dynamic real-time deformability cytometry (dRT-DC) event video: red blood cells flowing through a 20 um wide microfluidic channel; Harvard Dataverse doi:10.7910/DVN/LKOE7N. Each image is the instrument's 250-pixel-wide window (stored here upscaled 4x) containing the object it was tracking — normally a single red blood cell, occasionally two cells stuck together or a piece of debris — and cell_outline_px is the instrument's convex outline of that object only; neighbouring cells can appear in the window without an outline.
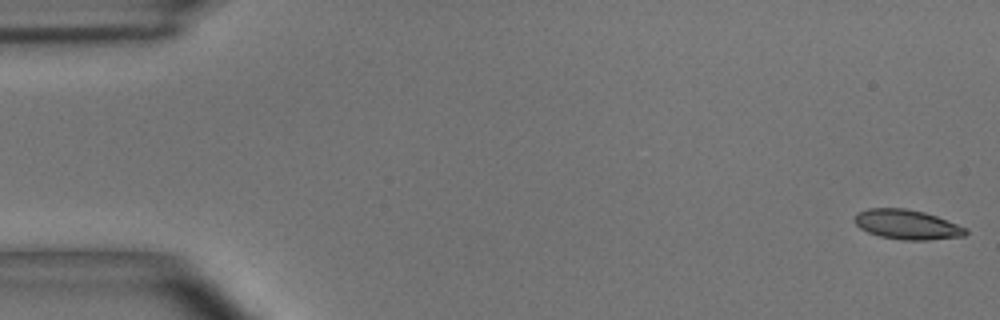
{"species": "common noctule bat (a hibernating species)", "species_latin": "Nyctalus noctula", "temperature_condition": "room temperature", "stored_images_in_passage": 54, "camera_frame_rate_fps": 3000, "um_per_image_px": 0.085, "animal": {"sex": "male", "body_mass_g": 15.6}, "frame": {"image": 1, "passage_image": 1, "time_ms": 0.0, "image_size_px": [1000, 320], "cell_outline_px": [[968, 232], [964, 236], [928, 240], [904, 240], [880, 236], [868, 232], [860, 228], [852, 220], [856, 212], [868, 208], [904, 208], [924, 212], [936, 216], [968, 228]], "centroid_in_image_um": [77.08, 19.08], "position_along_channel_um": 7.9, "area_um2": 19.31}}
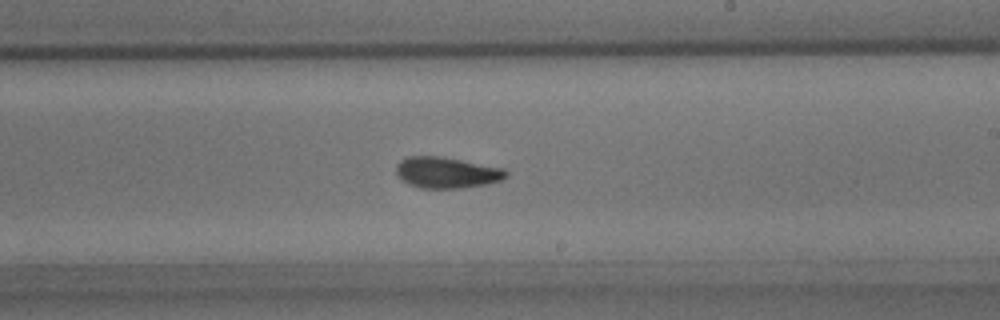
{"frame": {"image": 2, "passage_image": 32, "time_ms": 10.333, "image_size_px": [1000, 320], "cell_outline_px": [[508, 176], [500, 180], [488, 184], [460, 188], [420, 188], [408, 184], [400, 180], [396, 172], [396, 164], [400, 160], [408, 156], [440, 156], [504, 168], [508, 172]], "centroid_in_image_um": [37.94, 14.67], "position_along_channel_um": 251.1, "area_um2": 20.06}}
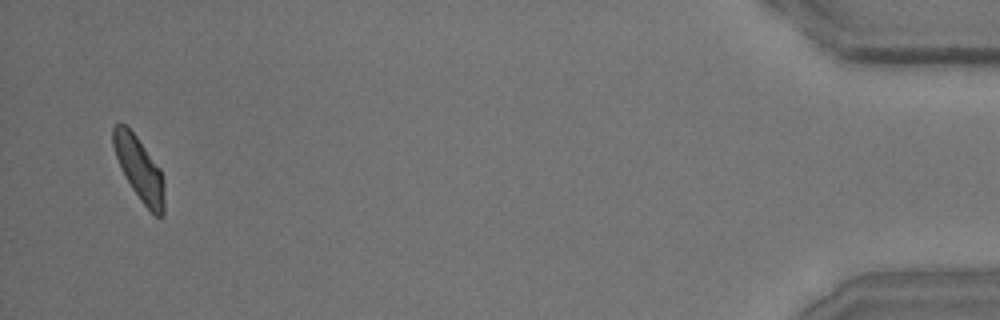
{"frame": {"image": 3, "passage_image": 53, "time_ms": 17.333, "image_size_px": [1000, 320], "cell_outline_px": [[164, 216], [156, 216], [140, 200], [132, 188], [116, 156], [112, 144], [112, 128], [116, 124], [124, 124], [136, 136], [160, 168], [164, 184]], "centroid_in_image_um": [11.85, 14.35], "position_along_channel_um": 423.3, "area_um2": 18.44}}